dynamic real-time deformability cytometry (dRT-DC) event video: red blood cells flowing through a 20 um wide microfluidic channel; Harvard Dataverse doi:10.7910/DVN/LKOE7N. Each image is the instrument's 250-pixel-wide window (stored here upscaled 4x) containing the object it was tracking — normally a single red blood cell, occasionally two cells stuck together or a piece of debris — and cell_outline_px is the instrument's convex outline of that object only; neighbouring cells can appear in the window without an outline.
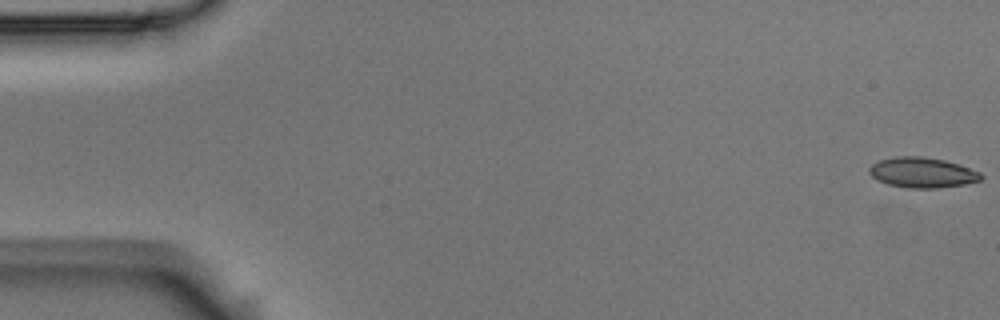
{"species": "Egyptian fruit bat (a non-hibernating species)", "species_latin": "Rousettus aegyptiacus", "temperature_condition": "room temperature", "stored_images_in_passage": 6, "camera_frame_rate_fps": 3000, "um_per_image_px": 0.085, "animal": {"sex": "male"}, "frame": {"image": 1, "passage_image": 1, "time_ms": 0.0, "image_size_px": [1000, 320], "cell_outline_px": [[984, 176], [980, 180], [964, 184], [936, 188], [908, 188], [888, 184], [876, 180], [868, 172], [868, 168], [872, 164], [880, 160], [892, 156], [924, 156], [944, 160], [960, 164], [980, 172]], "centroid_in_image_um": [78.37, 14.65], "position_along_channel_um": 6.6, "area_um2": 19.88}}
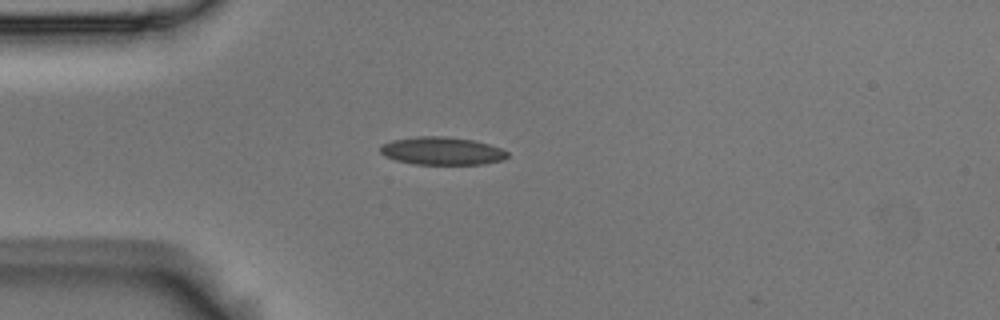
{"frame": {"image": 2, "passage_image": 5, "time_ms": 1.333, "image_size_px": [1000, 320], "cell_outline_px": [[508, 156], [500, 160], [484, 164], [416, 164], [396, 160], [384, 156], [380, 152], [380, 144], [392, 140], [416, 136], [448, 136], [472, 140], [488, 144], [500, 148], [508, 152]], "centroid_in_image_um": [37.52, 12.82], "position_along_channel_um": 47.5, "area_um2": 20.63}}